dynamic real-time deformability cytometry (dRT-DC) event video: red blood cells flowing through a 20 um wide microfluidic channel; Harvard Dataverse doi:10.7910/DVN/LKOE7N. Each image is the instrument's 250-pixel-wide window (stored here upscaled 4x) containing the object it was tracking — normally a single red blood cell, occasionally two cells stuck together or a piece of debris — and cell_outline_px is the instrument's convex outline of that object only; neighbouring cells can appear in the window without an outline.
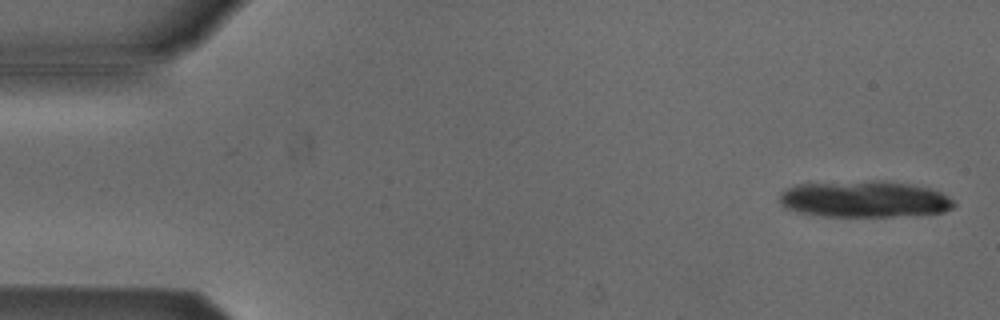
{"species": "Egyptian fruit bat (a non-hibernating species)", "species_latin": "Rousettus aegyptiacus", "temperature_condition": "cold", "stored_images_in_passage": 5, "camera_frame_rate_fps": 3000, "um_per_image_px": 0.085, "animal": {"sex": "male"}, "frame": {"image": 1, "passage_image": 1, "time_ms": 0.0, "image_size_px": [1000, 320], "cell_outline_px": [[956, 204], [952, 208], [944, 212], [892, 216], [824, 216], [796, 212], [784, 208], [780, 204], [780, 192], [784, 188], [800, 184], [872, 180], [888, 180], [916, 184], [940, 192], [948, 196]], "centroid_in_image_um": [73.46, 16.91], "position_along_channel_um": 11.5, "area_um2": 37.4}}